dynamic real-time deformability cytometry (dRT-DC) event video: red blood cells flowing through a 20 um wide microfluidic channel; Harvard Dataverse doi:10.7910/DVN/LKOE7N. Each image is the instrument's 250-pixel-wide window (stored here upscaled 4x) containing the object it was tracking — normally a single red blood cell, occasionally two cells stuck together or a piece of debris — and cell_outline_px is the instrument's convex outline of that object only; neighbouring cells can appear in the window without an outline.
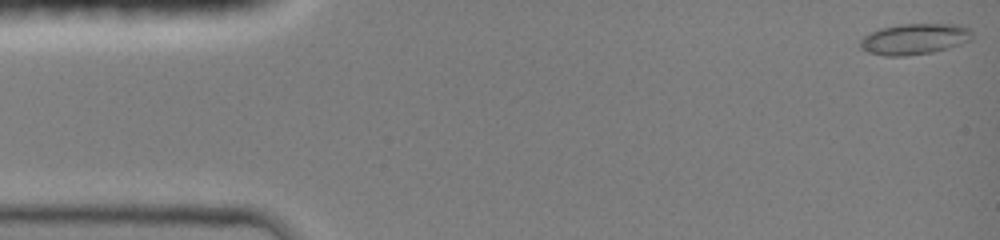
{"species": "common noctule bat (a hibernating species)", "species_latin": "Nyctalus noctula", "temperature_condition": "room temperature", "stored_images_in_passage": 17, "camera_frame_rate_fps": 3000, "um_per_image_px": 0.085, "animal": {"sex": "female", "body_mass_g": 19.0, "forearm_length_mm": 51.5}, "frame": {"image": 1, "passage_image": 1, "time_ms": 0.0, "image_size_px": [1000, 240], "cell_outline_px": [[972, 40], [948, 48], [932, 52], [904, 56], [884, 56], [868, 52], [860, 48], [860, 40], [864, 36], [880, 28], [900, 24], [960, 24], [972, 28]], "centroid_in_image_um": [77.76, 3.31], "position_along_channel_um": 7.2, "area_um2": 20.35}}
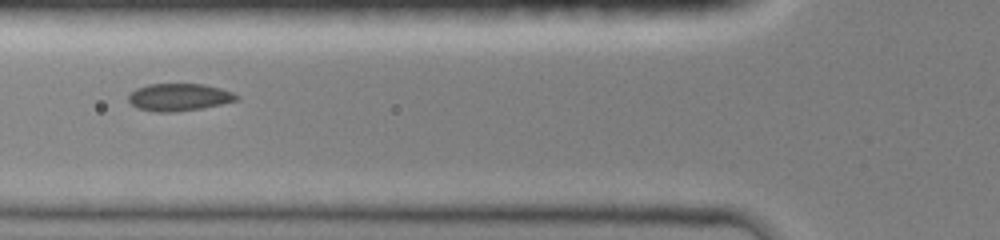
{"frame": {"image": 2, "passage_image": 13, "time_ms": 5.333, "image_size_px": [1000, 240], "cell_outline_px": [[240, 96], [236, 100], [220, 104], [200, 108], [168, 112], [156, 112], [136, 108], [128, 100], [128, 96], [136, 88], [148, 84], [204, 84], [220, 88], [232, 92]], "centroid_in_image_um": [15.19, 8.25], "position_along_channel_um": 110.6, "area_um2": 17.05}}
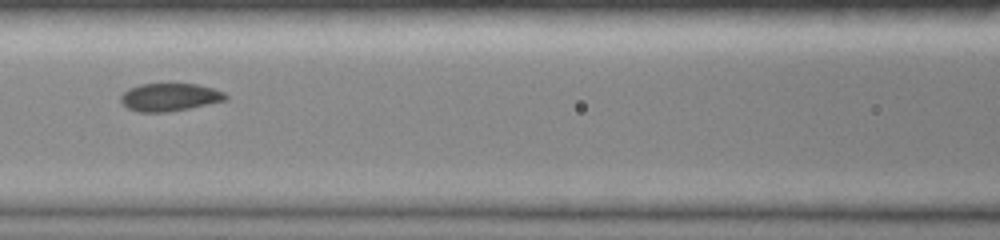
{"frame": {"image": 3, "passage_image": 15, "time_ms": 6.333, "image_size_px": [1000, 240], "cell_outline_px": [[228, 100], [168, 112], [140, 112], [128, 108], [120, 100], [120, 96], [128, 88], [140, 84], [196, 84], [212, 88], [224, 92], [228, 96]], "centroid_in_image_um": [14.42, 8.26], "position_along_channel_um": 152.2, "area_um2": 16.94}}